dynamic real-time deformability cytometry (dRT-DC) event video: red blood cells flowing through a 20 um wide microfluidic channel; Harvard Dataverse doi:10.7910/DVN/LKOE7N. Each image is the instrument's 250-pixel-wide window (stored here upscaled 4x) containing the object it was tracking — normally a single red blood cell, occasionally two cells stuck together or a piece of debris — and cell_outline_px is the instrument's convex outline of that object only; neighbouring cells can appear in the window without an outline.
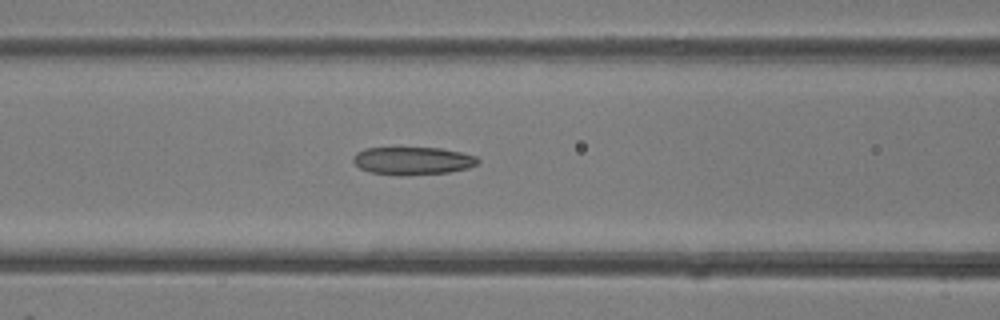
{"species": "common noctule bat (a hibernating species)", "species_latin": "Nyctalus noctula", "temperature_condition": "room temperature", "stored_images_in_passage": 33, "camera_frame_rate_fps": 3000, "um_per_image_px": 0.085, "animal": {"sex": "female"}, "frame": {"image": 1, "passage_image": 17, "time_ms": 5.333, "image_size_px": [1000, 320], "cell_outline_px": [[480, 164], [468, 168], [448, 172], [408, 176], [400, 176], [368, 172], [360, 168], [352, 160], [352, 156], [356, 152], [364, 148], [440, 148], [460, 152], [476, 156], [480, 160]], "centroid_in_image_um": [35.07, 13.68], "position_along_channel_um": 131.5, "area_um2": 20.52}}
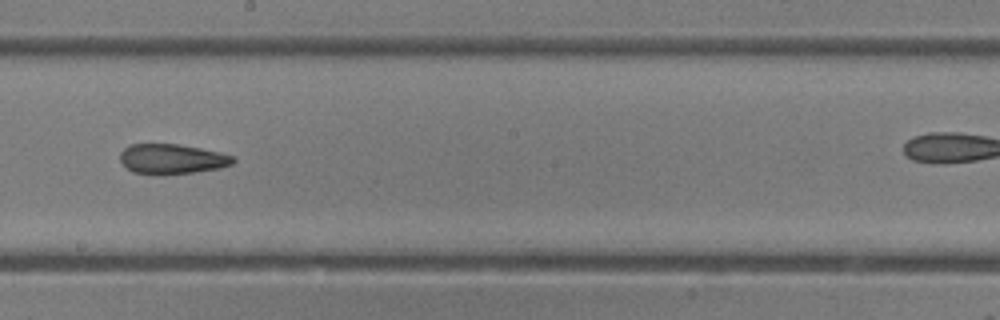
{"frame": {"image": 2, "passage_image": 23, "time_ms": 7.333, "image_size_px": [1000, 320], "cell_outline_px": [[236, 160], [232, 164], [220, 168], [192, 172], [132, 172], [120, 160], [120, 152], [128, 144], [176, 144], [200, 148], [220, 152], [232, 156]], "centroid_in_image_um": [14.63, 13.47], "position_along_channel_um": 233.6, "area_um2": 19.02}}
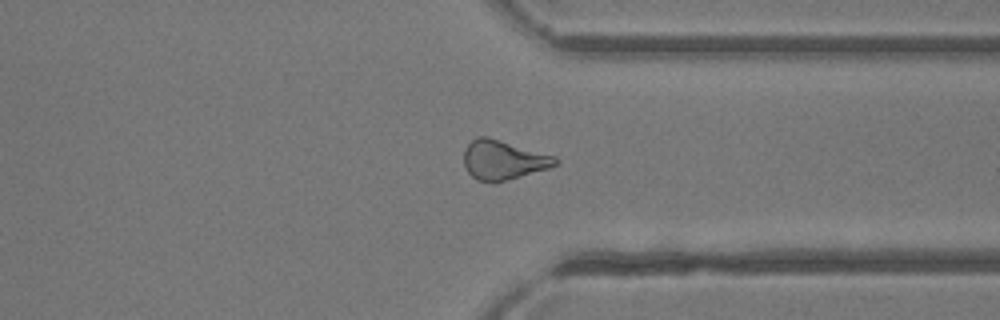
{"frame": {"image": 3, "passage_image": 31, "time_ms": 10.0, "image_size_px": [1000, 320], "cell_outline_px": [[560, 160], [556, 164], [548, 168], [504, 180], [476, 180], [468, 172], [464, 164], [464, 148], [476, 136], [488, 136], [556, 156]], "centroid_in_image_um": [42.77, 13.55], "position_along_channel_um": 368.6, "area_um2": 20.63}}